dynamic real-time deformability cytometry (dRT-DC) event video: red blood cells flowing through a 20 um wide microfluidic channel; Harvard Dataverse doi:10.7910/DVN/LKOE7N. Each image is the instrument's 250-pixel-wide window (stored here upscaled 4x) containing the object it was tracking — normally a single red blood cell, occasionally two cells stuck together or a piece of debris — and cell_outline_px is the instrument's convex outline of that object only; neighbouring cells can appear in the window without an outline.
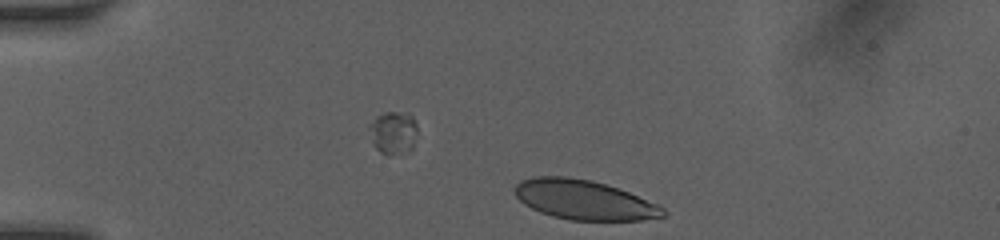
{"species": "human", "species_latin": "Homo sapiens", "temperature_condition": "room temperature", "stored_images_in_passage": 18, "camera_frame_rate_fps": 3000, "um_per_image_px": 0.085, "donor": {"sex": "female"}, "frame": {"image": 1, "passage_image": 18, "time_ms": 5.667, "image_size_px": [1000, 240], "cell_outline_px": [[664, 216], [640, 220], [572, 220], [552, 216], [540, 212], [524, 204], [512, 192], [512, 188], [520, 180], [536, 176], [568, 176], [588, 180], [604, 184], [628, 192], [656, 204], [664, 208]], "centroid_in_image_um": [49.56, 16.98], "position_along_channel_um": 35.4, "area_um2": 33.93}}